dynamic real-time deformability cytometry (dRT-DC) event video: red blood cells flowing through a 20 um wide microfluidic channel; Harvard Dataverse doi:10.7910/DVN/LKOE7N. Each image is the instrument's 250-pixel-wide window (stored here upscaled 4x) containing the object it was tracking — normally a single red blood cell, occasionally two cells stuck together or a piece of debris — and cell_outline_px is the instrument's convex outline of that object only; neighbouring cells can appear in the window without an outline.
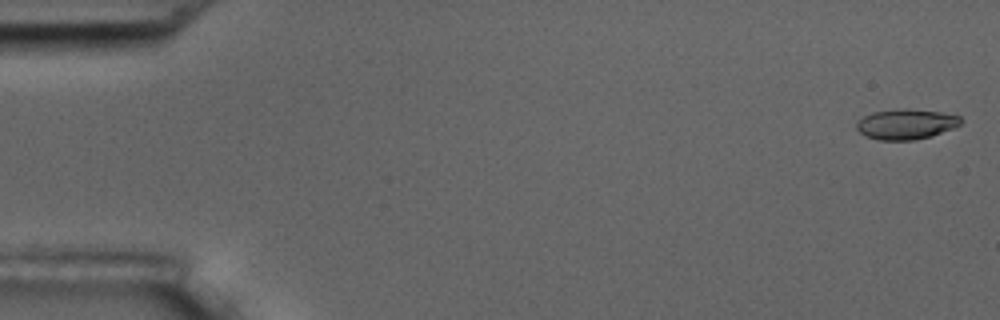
{"species": "common noctule bat (a hibernating species)", "species_latin": "Nyctalus noctula", "temperature_condition": "room temperature", "stored_images_in_passage": 17, "camera_frame_rate_fps": 3000, "um_per_image_px": 0.085, "animal": {"sex": "male", "body_mass_g": 17.5, "forearm_length_mm": 52.3}, "frame": {"image": 1, "passage_image": 1, "time_ms": 0.0, "image_size_px": [1000, 320], "cell_outline_px": [[964, 120], [960, 124], [952, 128], [932, 136], [916, 140], [876, 140], [864, 136], [856, 128], [856, 124], [864, 116], [872, 112], [900, 108], [904, 108], [940, 112], [960, 116]], "centroid_in_image_um": [77.0, 10.56], "position_along_channel_um": 8.0, "area_um2": 18.5}}
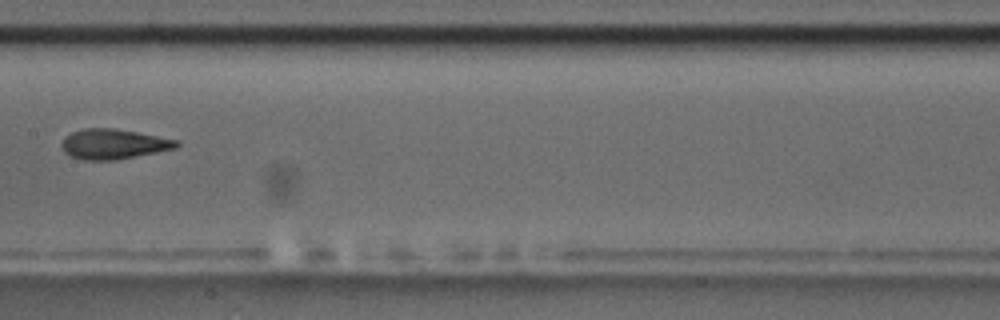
{"frame": {"image": 2, "passage_image": 9, "time_ms": 9.333, "image_size_px": [1000, 320], "cell_outline_px": [[180, 144], [176, 148], [116, 160], [84, 160], [72, 156], [64, 152], [60, 144], [64, 136], [72, 132], [84, 128], [112, 128], [136, 132], [180, 140]], "centroid_in_image_um": [9.63, 12.24], "position_along_channel_um": 197.8, "area_um2": 20.11}}
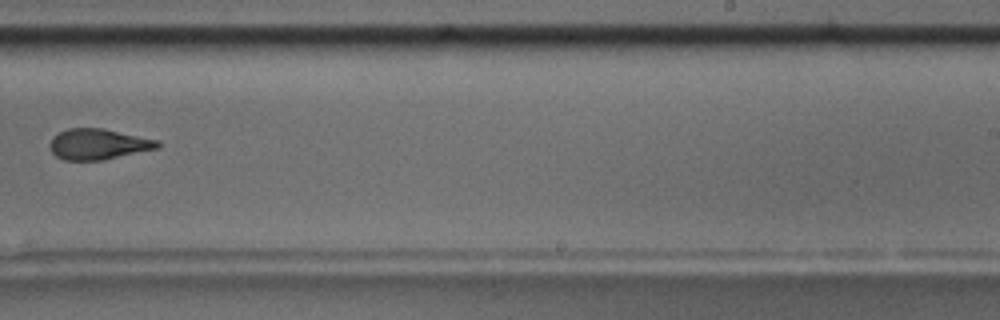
{"frame": {"image": 3, "passage_image": 11, "time_ms": 11.667, "image_size_px": [1000, 320], "cell_outline_px": [[160, 148], [104, 160], [64, 160], [56, 156], [52, 152], [48, 144], [52, 136], [68, 128], [104, 128], [160, 140]], "centroid_in_image_um": [8.37, 12.25], "position_along_channel_um": 280.6, "area_um2": 19.59}, "authors_computed_cell_mechanics": {"area_um2": 19.5942, "velocity_mm_per_s": 3.5643, "shape_relaxation_time_tau1_ms": 3.8797, "shape_relaxation_time_tau2_ms": null, "deformation_change_tau1": 0.1564, "deformation_change_tau2": null}}